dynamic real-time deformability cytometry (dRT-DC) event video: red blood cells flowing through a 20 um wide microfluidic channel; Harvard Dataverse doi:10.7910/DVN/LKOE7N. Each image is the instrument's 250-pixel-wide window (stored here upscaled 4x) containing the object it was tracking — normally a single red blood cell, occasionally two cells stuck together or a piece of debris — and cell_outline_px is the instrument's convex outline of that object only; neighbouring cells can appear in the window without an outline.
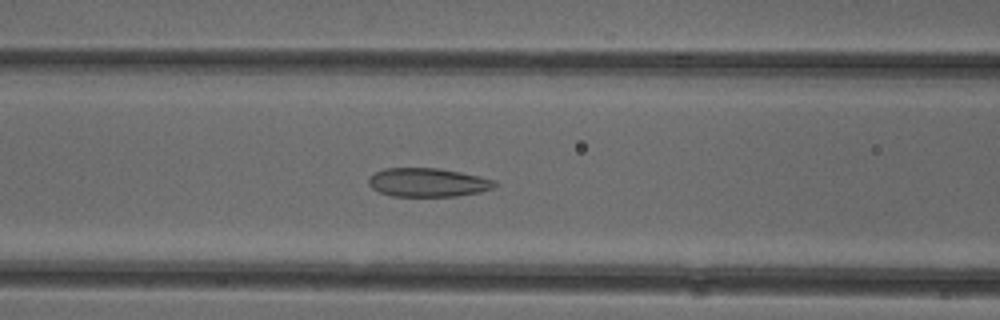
{"species": "common noctule bat (a hibernating species)", "species_latin": "Nyctalus noctula", "temperature_condition": "cold", "stored_images_in_passage": 53, "camera_frame_rate_fps": 3000, "um_per_image_px": 0.085, "animal": {"sex": "female"}, "frame": {"image": 1, "passage_image": 22, "time_ms": 7.0, "image_size_px": [1000, 320], "cell_outline_px": [[496, 184], [492, 188], [480, 192], [456, 196], [392, 196], [380, 192], [372, 188], [368, 184], [368, 176], [384, 168], [436, 168], [460, 172], [496, 180]], "centroid_in_image_um": [36.33, 15.5], "position_along_channel_um": 130.3, "area_um2": 21.04}}
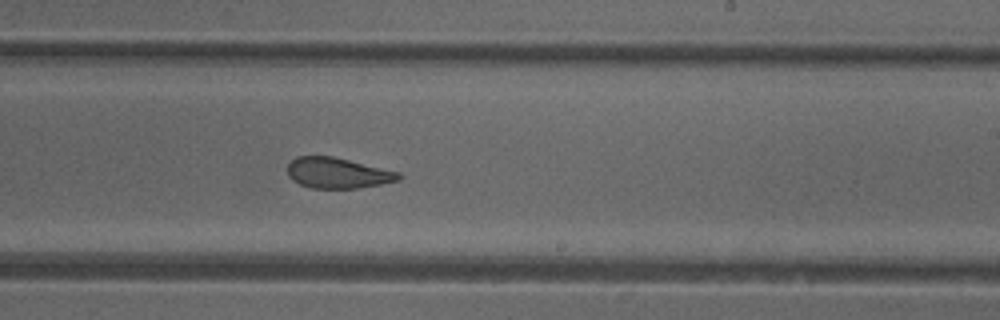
{"frame": {"image": 2, "passage_image": 32, "time_ms": 10.333, "image_size_px": [1000, 320], "cell_outline_px": [[404, 176], [400, 180], [380, 184], [356, 188], [312, 188], [300, 184], [292, 180], [288, 176], [288, 164], [296, 156], [332, 156], [400, 172]], "centroid_in_image_um": [28.71, 14.7], "position_along_channel_um": 260.3, "area_um2": 19.83}}
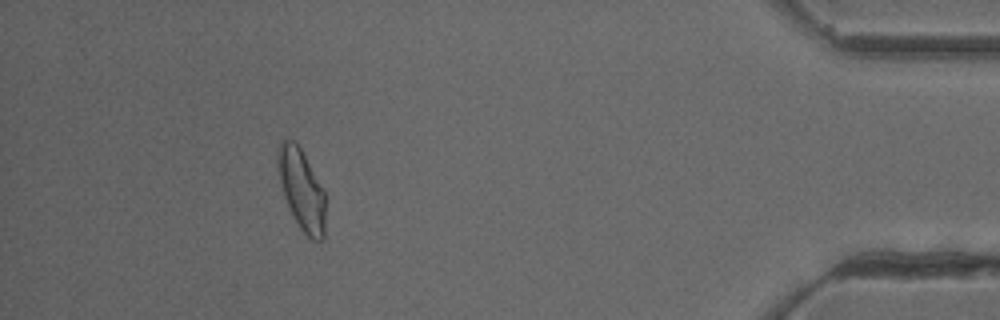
{"frame": {"image": 3, "passage_image": 48, "time_ms": 15.667, "image_size_px": [1000, 320], "cell_outline_px": [[324, 240], [312, 240], [300, 228], [284, 196], [280, 180], [276, 160], [276, 152], [280, 140], [284, 136], [292, 140], [300, 148], [324, 188]], "centroid_in_image_um": [25.62, 16.04], "position_along_channel_um": 409.6, "area_um2": 22.31}, "authors_computed_cell_mechanics": {"area_um2": 22.3108, "velocity_mm_per_s": 3.9136, "shape_relaxation_time_tau1_ms": null, "shape_relaxation_time_tau2_ms": 1.7115, "deformation_change_tau1": null, "deformation_change_tau2": 0.0932}}